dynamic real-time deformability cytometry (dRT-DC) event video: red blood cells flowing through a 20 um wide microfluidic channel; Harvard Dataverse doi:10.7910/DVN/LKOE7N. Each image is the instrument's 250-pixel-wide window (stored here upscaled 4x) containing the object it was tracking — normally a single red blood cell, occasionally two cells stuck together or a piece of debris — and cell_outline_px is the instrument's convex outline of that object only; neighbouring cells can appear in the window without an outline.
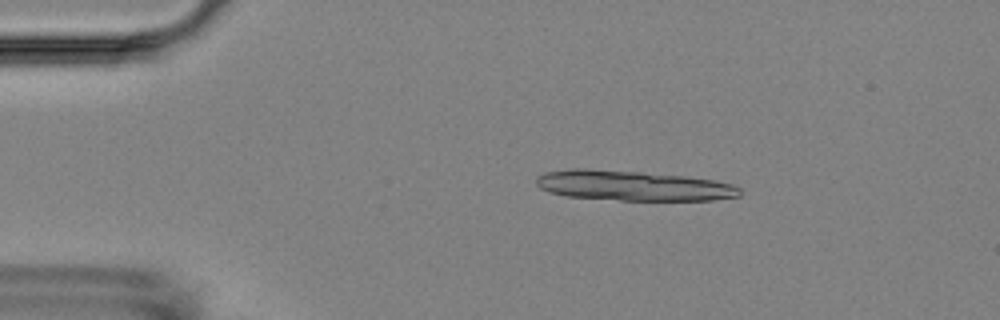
{"species": "Egyptian fruit bat (a non-hibernating species)", "species_latin": "Rousettus aegyptiacus", "temperature_condition": "room temperature", "stored_images_in_passage": 5, "camera_frame_rate_fps": 3000, "um_per_image_px": 0.085, "animal": {"sex": "female"}, "frame": {"image": 1, "passage_image": 2, "time_ms": 2.0, "image_size_px": [1000, 320], "cell_outline_px": [[740, 196], [712, 200], [620, 200], [568, 196], [552, 192], [540, 188], [536, 184], [536, 176], [544, 172], [568, 168], [584, 168], [640, 172], [684, 176], [716, 180], [732, 184], [740, 188]], "centroid_in_image_um": [53.79, 15.77], "position_along_channel_um": 31.2, "area_um2": 35.66}}